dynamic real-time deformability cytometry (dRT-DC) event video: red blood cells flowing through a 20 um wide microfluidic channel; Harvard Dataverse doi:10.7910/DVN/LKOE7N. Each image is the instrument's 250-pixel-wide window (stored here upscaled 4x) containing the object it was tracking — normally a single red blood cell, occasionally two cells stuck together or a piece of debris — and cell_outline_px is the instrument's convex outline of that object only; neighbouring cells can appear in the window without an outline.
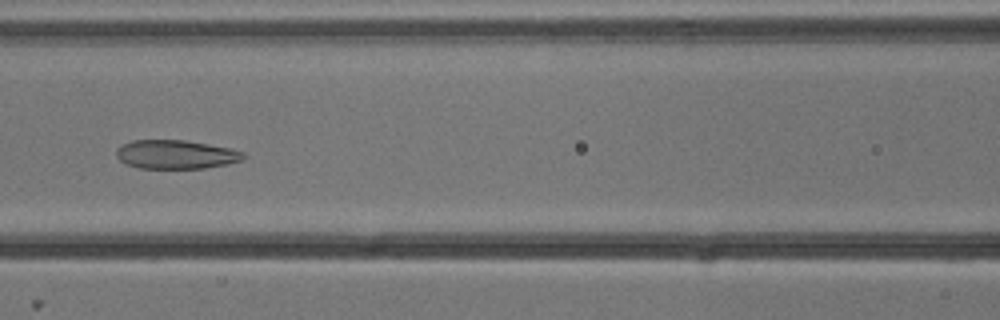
{"species": "common noctule bat (a hibernating species)", "species_latin": "Nyctalus noctula", "temperature_condition": "cold", "stored_images_in_passage": 7, "camera_frame_rate_fps": 3000, "um_per_image_px": 0.085, "animal": {"sex": "male", "body_mass_g": 13.3}, "frame": {"image": 1, "passage_image": 7, "time_ms": 2.0, "image_size_px": [1000, 320], "cell_outline_px": [[244, 160], [228, 164], [204, 168], [140, 168], [128, 164], [120, 160], [116, 156], [116, 148], [132, 140], [184, 140], [232, 148], [244, 152]], "centroid_in_image_um": [14.98, 13.12], "position_along_channel_um": 151.6, "area_um2": 21.33}}